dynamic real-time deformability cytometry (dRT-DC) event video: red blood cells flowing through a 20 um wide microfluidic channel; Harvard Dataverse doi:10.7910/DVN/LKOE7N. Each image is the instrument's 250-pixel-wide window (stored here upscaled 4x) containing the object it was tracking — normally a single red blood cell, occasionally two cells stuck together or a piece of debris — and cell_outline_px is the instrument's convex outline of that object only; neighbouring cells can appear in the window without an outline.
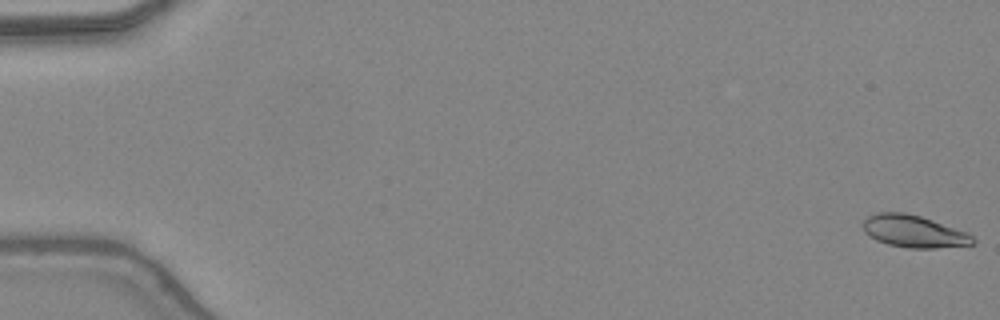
{"species": "common noctule bat (a hibernating species)", "species_latin": "Nyctalus noctula", "temperature_condition": "warm", "stored_images_in_passage": 48, "camera_frame_rate_fps": 3000, "um_per_image_px": 0.085, "animal": {"sex": "female", "body_mass_g": 24.6, "forearm_length_mm": 56.2}, "frame": {"image": 1, "passage_image": 1, "time_ms": 0.0, "image_size_px": [1000, 320], "cell_outline_px": [[976, 244], [936, 248], [908, 248], [888, 244], [876, 240], [864, 232], [864, 220], [868, 216], [876, 212], [904, 212], [920, 216], [968, 232], [976, 240]], "centroid_in_image_um": [77.69, 19.67], "position_along_channel_um": 7.3, "area_um2": 20.63}}
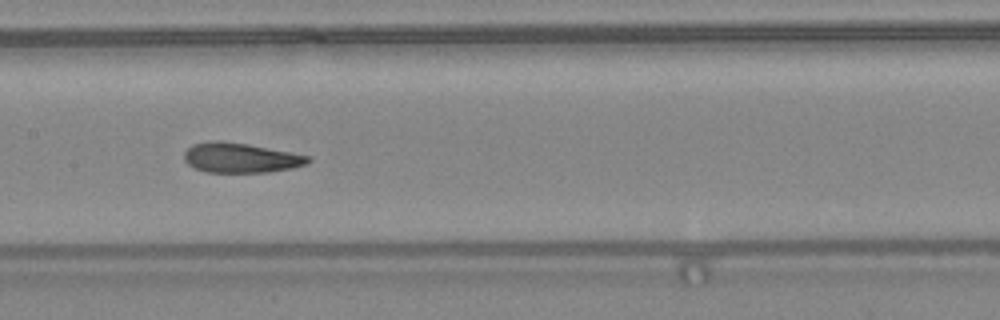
{"frame": {"image": 2, "passage_image": 25, "time_ms": 8.0, "image_size_px": [1000, 320], "cell_outline_px": [[312, 160], [308, 164], [292, 168], [268, 172], [204, 172], [192, 168], [184, 160], [184, 152], [192, 144], [212, 140], [220, 140], [248, 144], [308, 156]], "centroid_in_image_um": [20.4, 13.41], "position_along_channel_um": 187.0, "area_um2": 21.62}}
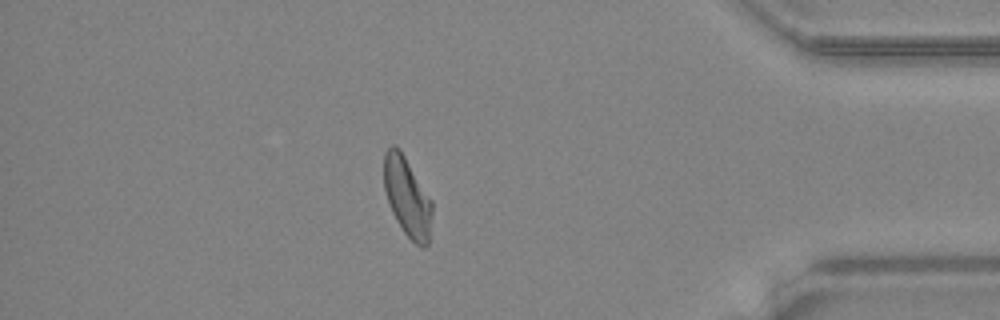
{"frame": {"image": 3, "passage_image": 42, "time_ms": 13.667, "image_size_px": [1000, 320], "cell_outline_px": [[432, 212], [428, 244], [424, 248], [420, 248], [404, 232], [396, 220], [392, 212], [384, 188], [384, 152], [392, 144], [396, 144], [400, 148], [432, 200]], "centroid_in_image_um": [34.61, 16.72], "position_along_channel_um": 400.6, "area_um2": 22.31}, "authors_computed_cell_mechanics": {"area_um2": 21.8773, "velocity_mm_per_s": 4.4029, "shape_relaxation_time_tau1_ms": 5.6905, "shape_relaxation_time_tau2_ms": 1.5506, "deformation_change_tau1": 0.1839, "deformation_change_tau2": 0.0867}}